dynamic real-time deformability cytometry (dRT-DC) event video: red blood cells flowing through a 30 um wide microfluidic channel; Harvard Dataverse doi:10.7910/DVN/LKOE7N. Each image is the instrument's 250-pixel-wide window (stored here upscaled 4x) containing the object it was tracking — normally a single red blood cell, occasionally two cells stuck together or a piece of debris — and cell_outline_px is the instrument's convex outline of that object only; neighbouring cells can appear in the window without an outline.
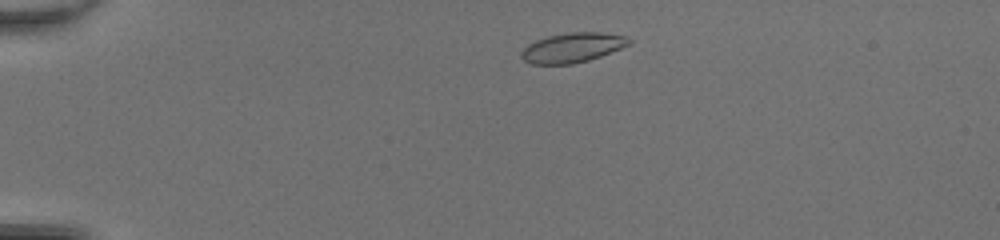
{"species": "common noctule bat (a hibernating species)", "species_latin": "Nyctalus noctula", "temperature_condition": "room temperature", "stored_images_in_passage": 42, "camera_frame_rate_fps": 3000, "um_per_image_px": 0.085, "animal": {"sex": "female", "body_mass_g": 20.0, "forearm_length_mm": 54.0}, "frame": {"image": 1, "passage_image": 4, "time_ms": 1.0, "image_size_px": [1000, 240], "cell_outline_px": [[632, 44], [600, 56], [588, 60], [572, 64], [532, 64], [524, 60], [520, 56], [520, 52], [528, 44], [536, 40], [548, 36], [568, 32], [604, 32], [628, 36], [632, 40]], "centroid_in_image_um": [48.69, 4.04], "position_along_channel_um": 36.3, "area_um2": 18.79}}
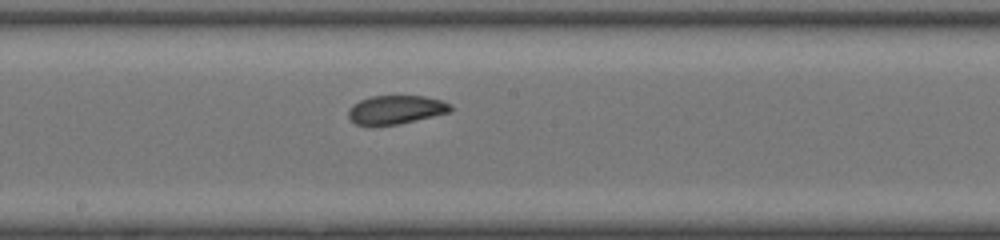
{"frame": {"image": 2, "passage_image": 21, "time_ms": 6.667, "image_size_px": [1000, 240], "cell_outline_px": [[452, 112], [400, 124], [372, 128], [356, 124], [348, 116], [348, 108], [352, 104], [360, 100], [372, 96], [424, 96], [440, 100], [452, 104]], "centroid_in_image_um": [33.62, 9.36], "position_along_channel_um": 214.6, "area_um2": 17.63}}
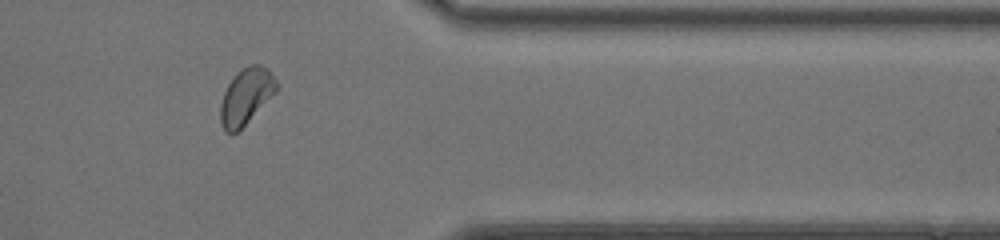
{"frame": {"image": 3, "passage_image": 34, "time_ms": 11.0, "image_size_px": [1000, 240], "cell_outline_px": [[280, 84], [276, 92], [236, 132], [224, 132], [220, 120], [220, 104], [224, 92], [228, 84], [236, 72], [252, 64], [260, 64], [268, 68]], "centroid_in_image_um": [20.93, 8.14], "position_along_channel_um": 390.5, "area_um2": 18.15}, "authors_computed_cell_mechanics": {"area_um2": 18.0336, "velocity_mm_per_s": 4.2989, "shape_relaxation_time_tau1_ms": 3.8368, "shape_relaxation_time_tau2_ms": 1.4951, "deformation_change_tau1": 0.1103, "deformation_change_tau2": 0.0691}}